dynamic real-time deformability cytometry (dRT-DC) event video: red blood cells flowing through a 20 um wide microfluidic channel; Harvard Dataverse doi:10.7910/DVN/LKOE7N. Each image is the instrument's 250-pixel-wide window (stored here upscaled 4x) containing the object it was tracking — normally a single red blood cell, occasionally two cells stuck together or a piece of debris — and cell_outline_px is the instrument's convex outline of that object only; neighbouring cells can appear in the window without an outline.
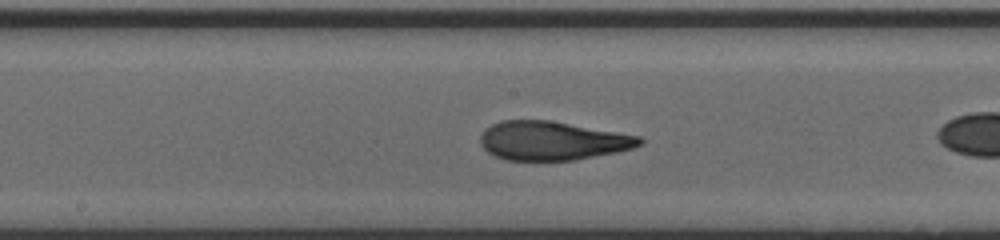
{"species": "human", "species_latin": "Homo sapiens", "temperature_condition": "cold", "stored_images_in_passage": 30, "camera_frame_rate_fps": 3000, "um_per_image_px": 0.085, "donor": {"sex": "male"}, "frame": {"image": 1, "passage_image": 18, "time_ms": 5.667, "image_size_px": [1000, 240], "cell_outline_px": [[644, 144], [632, 148], [616, 152], [576, 160], [508, 160], [496, 156], [488, 152], [480, 144], [480, 136], [484, 128], [500, 120], [552, 120], [640, 136], [644, 140]], "centroid_in_image_um": [46.95, 11.95], "position_along_channel_um": 201.3, "area_um2": 36.24}}